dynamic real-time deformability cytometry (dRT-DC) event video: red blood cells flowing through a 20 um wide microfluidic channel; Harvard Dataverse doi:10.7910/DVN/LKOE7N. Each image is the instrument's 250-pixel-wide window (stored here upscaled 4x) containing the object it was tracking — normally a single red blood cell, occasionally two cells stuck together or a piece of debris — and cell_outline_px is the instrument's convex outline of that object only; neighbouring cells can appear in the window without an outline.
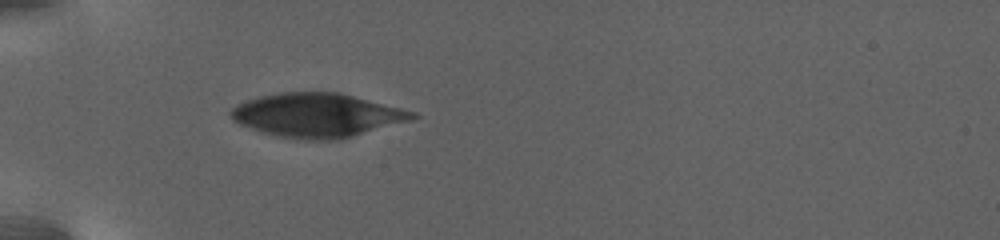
{"species": "human", "species_latin": "Homo sapiens", "temperature_condition": "warm", "stored_images_in_passage": 74, "camera_frame_rate_fps": 3000, "um_per_image_px": 0.085, "donor": {"sex": "female"}, "frame": {"image": 1, "passage_image": 1, "time_ms": 0.0, "image_size_px": [1000, 240], "cell_outline_px": [[420, 116], [412, 120], [336, 140], [312, 140], [280, 136], [264, 132], [240, 124], [232, 116], [232, 108], [248, 100], [260, 96], [280, 92], [336, 92], [416, 112]], "centroid_in_image_um": [27.0, 9.79], "position_along_channel_um": 58.0, "area_um2": 45.43}}
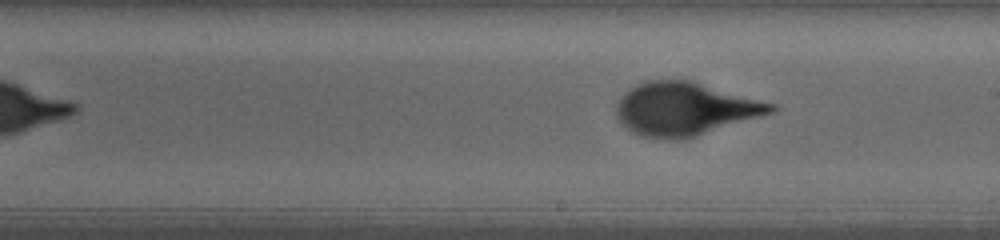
{"frame": {"image": 2, "passage_image": 33, "time_ms": 7.0, "image_size_px": [1000, 240], "cell_outline_px": [[776, 112], [696, 136], [680, 140], [664, 140], [640, 136], [632, 132], [620, 120], [616, 112], [616, 108], [624, 92], [636, 84], [648, 80], [692, 80], [776, 104]], "centroid_in_image_um": [58.24, 9.26], "position_along_channel_um": 230.8, "area_um2": 47.97}}
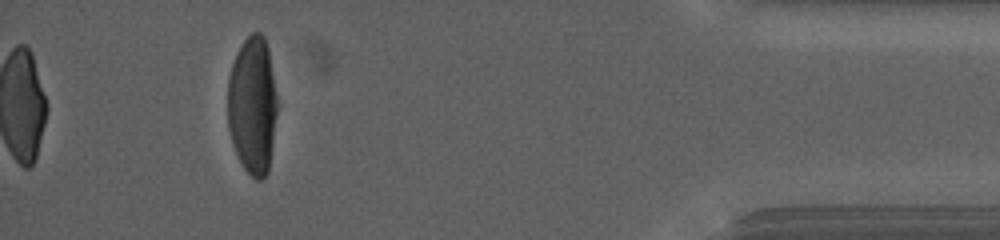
{"frame": {"image": 3, "passage_image": 74, "time_ms": 15.667, "image_size_px": [1000, 240], "cell_outline_px": [[280, 104], [268, 172], [260, 180], [256, 180], [244, 168], [232, 144], [228, 128], [228, 80], [232, 64], [236, 52], [240, 44], [252, 32], [260, 32], [264, 36], [268, 48]], "centroid_in_image_um": [21.5, 8.93], "position_along_channel_um": 413.7, "area_um2": 40.81}}